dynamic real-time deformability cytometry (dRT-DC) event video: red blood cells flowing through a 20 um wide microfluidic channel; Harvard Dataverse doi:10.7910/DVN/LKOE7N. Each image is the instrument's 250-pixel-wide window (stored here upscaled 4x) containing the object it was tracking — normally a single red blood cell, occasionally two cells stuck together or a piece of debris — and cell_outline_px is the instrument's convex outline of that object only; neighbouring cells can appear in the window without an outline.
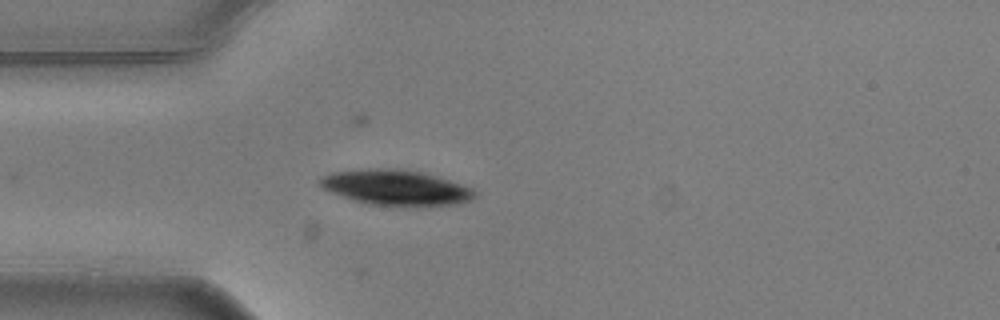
{"species": "common noctule bat (a hibernating species)", "species_latin": "Nyctalus noctula", "temperature_condition": "warm", "stored_images_in_passage": 1, "camera_frame_rate_fps": 3000, "um_per_image_px": 0.085, "animal": {"sex": "male", "body_mass_g": 20.5, "forearm_length_mm": 52.5}, "frame": {"image": 1, "passage_image": 1, "time_ms": 0.0, "image_size_px": [1000, 320], "cell_outline_px": [[480, 192], [472, 200], [460, 204], [412, 208], [400, 208], [368, 204], [352, 200], [332, 192], [324, 188], [316, 180], [320, 176], [332, 172], [360, 168], [404, 168], [424, 172], [464, 184]], "centroid_in_image_um": [33.72, 15.96], "position_along_channel_um": 51.3, "area_um2": 33.47}}